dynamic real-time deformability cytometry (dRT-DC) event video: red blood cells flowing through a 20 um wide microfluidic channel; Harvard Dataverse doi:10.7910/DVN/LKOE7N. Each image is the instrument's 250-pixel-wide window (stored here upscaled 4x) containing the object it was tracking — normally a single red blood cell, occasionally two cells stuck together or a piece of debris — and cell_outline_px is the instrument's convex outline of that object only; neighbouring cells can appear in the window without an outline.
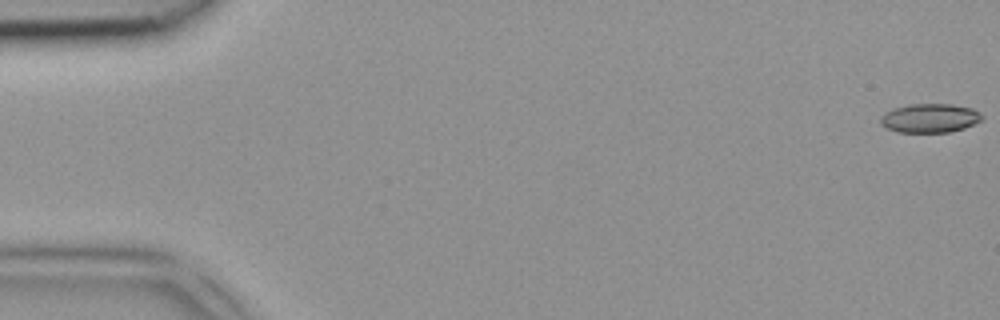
{"species": "common noctule bat (a hibernating species)", "species_latin": "Nyctalus noctula", "temperature_condition": "room temperature", "stored_images_in_passage": 4, "camera_frame_rate_fps": 3000, "um_per_image_px": 0.085, "animal": {"sex": "female", "body_mass_g": 18.4}, "frame": {"image": 1, "passage_image": 1, "time_ms": 0.0, "image_size_px": [1000, 320], "cell_outline_px": [[984, 120], [964, 128], [948, 132], [896, 132], [880, 124], [880, 116], [884, 112], [892, 108], [908, 104], [952, 104], [972, 108], [980, 112], [984, 116]], "centroid_in_image_um": [79.04, 10.03], "position_along_channel_um": 6.0, "area_um2": 17.4}}
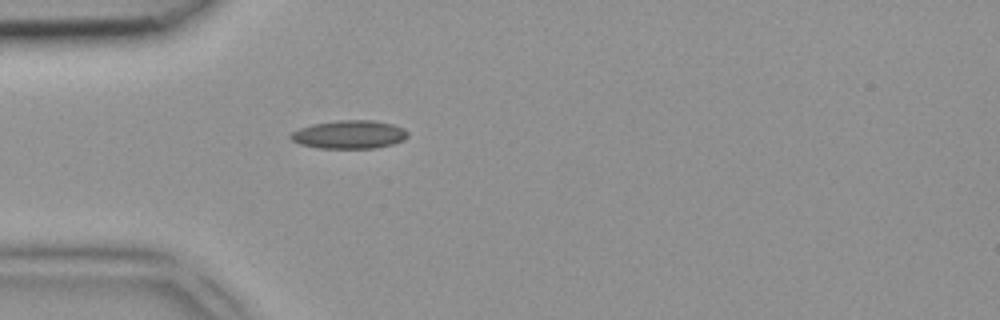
{"frame": {"image": 2, "passage_image": 4, "time_ms": 1.0, "image_size_px": [1000, 320], "cell_outline_px": [[408, 136], [404, 140], [392, 144], [376, 148], [316, 148], [300, 144], [292, 140], [288, 136], [292, 132], [300, 128], [312, 124], [340, 120], [372, 120], [392, 124], [404, 128], [408, 132]], "centroid_in_image_um": [29.69, 11.43], "position_along_channel_um": 55.3, "area_um2": 19.36}}